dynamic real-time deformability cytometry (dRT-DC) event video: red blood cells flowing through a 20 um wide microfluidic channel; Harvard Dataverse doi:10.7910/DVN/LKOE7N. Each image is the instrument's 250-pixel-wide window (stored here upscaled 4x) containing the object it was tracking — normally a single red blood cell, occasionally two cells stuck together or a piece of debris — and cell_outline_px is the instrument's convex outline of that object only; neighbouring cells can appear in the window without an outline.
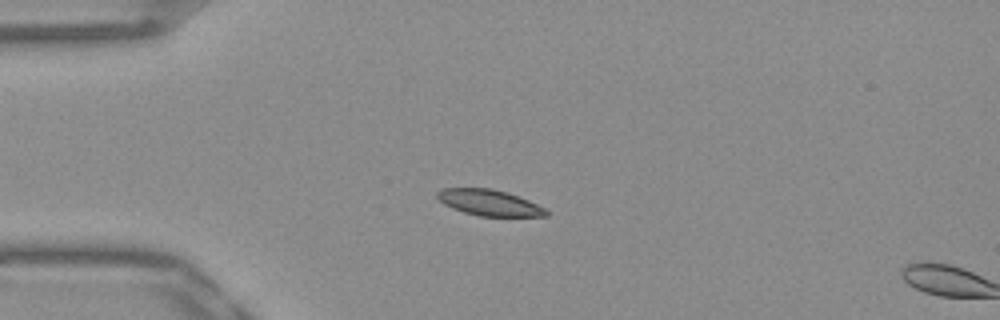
{"species": "Egyptian fruit bat (a non-hibernating species)", "species_latin": "Rousettus aegyptiacus", "temperature_condition": "warm", "stored_images_in_passage": 15, "camera_frame_rate_fps": 3000, "um_per_image_px": 0.085, "frame": {"image": 1, "passage_image": 13, "time_ms": 4.0, "image_size_px": [1000, 320], "cell_outline_px": [[548, 216], [480, 216], [464, 212], [452, 208], [444, 204], [436, 196], [436, 192], [440, 188], [492, 188], [508, 192], [528, 200], [544, 208], [548, 212]], "centroid_in_image_um": [41.56, 17.21], "position_along_channel_um": 43.4, "area_um2": 16.47}}